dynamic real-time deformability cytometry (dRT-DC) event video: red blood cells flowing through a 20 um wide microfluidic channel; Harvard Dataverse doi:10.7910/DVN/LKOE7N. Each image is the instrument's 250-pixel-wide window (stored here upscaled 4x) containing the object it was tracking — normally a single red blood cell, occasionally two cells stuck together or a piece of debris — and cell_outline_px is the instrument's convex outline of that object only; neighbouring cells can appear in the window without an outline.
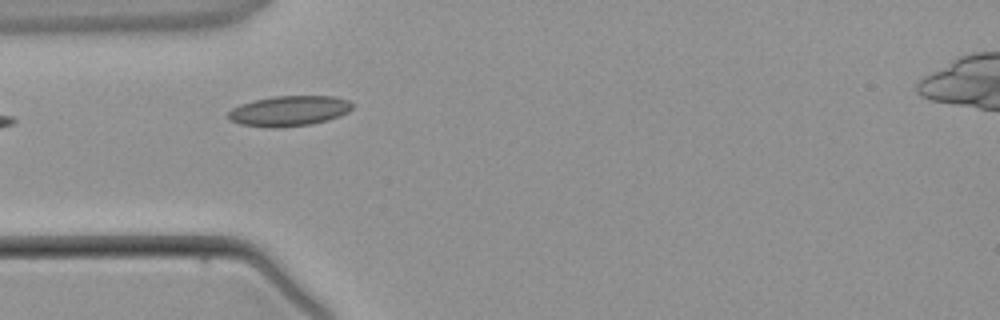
{"species": "common noctule bat (a hibernating species)", "species_latin": "Nyctalus noctula", "temperature_condition": "warm", "stored_images_in_passage": 3, "camera_frame_rate_fps": 3000, "um_per_image_px": 0.085, "animal": {"sex": "male", "body_mass_g": 21.5, "forearm_length_mm": 52.0}, "frame": {"image": 1, "passage_image": 3, "time_ms": 2.333, "image_size_px": [1000, 320], "cell_outline_px": [[352, 108], [348, 112], [340, 116], [328, 120], [312, 124], [280, 128], [268, 128], [240, 124], [228, 120], [228, 112], [232, 108], [240, 104], [272, 96], [336, 96], [348, 100], [352, 104]], "centroid_in_image_um": [24.57, 9.44], "position_along_channel_um": 60.4, "area_um2": 22.14}}